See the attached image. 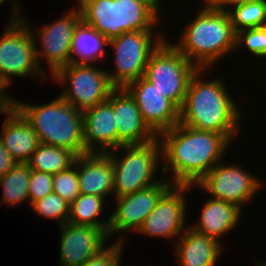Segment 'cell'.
Masks as SVG:
<instances>
[{"instance_id":"cell-1","label":"cell","mask_w":266,"mask_h":266,"mask_svg":"<svg viewBox=\"0 0 266 266\" xmlns=\"http://www.w3.org/2000/svg\"><path fill=\"white\" fill-rule=\"evenodd\" d=\"M158 137L165 162L161 171L166 175L170 168L173 170V185H196L221 162L230 144L223 134L196 130L181 123Z\"/></svg>"},{"instance_id":"cell-2","label":"cell","mask_w":266,"mask_h":266,"mask_svg":"<svg viewBox=\"0 0 266 266\" xmlns=\"http://www.w3.org/2000/svg\"><path fill=\"white\" fill-rule=\"evenodd\" d=\"M204 70L197 69L189 81L179 109V123L196 130L223 134L232 141L238 131L241 110L235 99L228 95L222 78L202 80Z\"/></svg>"},{"instance_id":"cell-3","label":"cell","mask_w":266,"mask_h":266,"mask_svg":"<svg viewBox=\"0 0 266 266\" xmlns=\"http://www.w3.org/2000/svg\"><path fill=\"white\" fill-rule=\"evenodd\" d=\"M197 14L181 33L179 44H171L198 69H205L237 48L236 33L226 11L205 4Z\"/></svg>"},{"instance_id":"cell-4","label":"cell","mask_w":266,"mask_h":266,"mask_svg":"<svg viewBox=\"0 0 266 266\" xmlns=\"http://www.w3.org/2000/svg\"><path fill=\"white\" fill-rule=\"evenodd\" d=\"M12 105L36 132L39 142L87 154L84 142L83 114L60 95L44 105H30L12 99Z\"/></svg>"},{"instance_id":"cell-5","label":"cell","mask_w":266,"mask_h":266,"mask_svg":"<svg viewBox=\"0 0 266 266\" xmlns=\"http://www.w3.org/2000/svg\"><path fill=\"white\" fill-rule=\"evenodd\" d=\"M78 3L81 21L108 41L126 32L153 30L160 13L159 2L78 0Z\"/></svg>"},{"instance_id":"cell-6","label":"cell","mask_w":266,"mask_h":266,"mask_svg":"<svg viewBox=\"0 0 266 266\" xmlns=\"http://www.w3.org/2000/svg\"><path fill=\"white\" fill-rule=\"evenodd\" d=\"M13 4L11 20L0 38V84L5 89L10 85L11 76H42L43 80L46 76L37 61L35 32L22 18L18 4Z\"/></svg>"},{"instance_id":"cell-7","label":"cell","mask_w":266,"mask_h":266,"mask_svg":"<svg viewBox=\"0 0 266 266\" xmlns=\"http://www.w3.org/2000/svg\"><path fill=\"white\" fill-rule=\"evenodd\" d=\"M117 149L127 152L124 157H117L112 151L107 153L114 165L115 197L135 193L159 182L153 179L158 170L159 159H162L159 137L148 143L122 145Z\"/></svg>"},{"instance_id":"cell-8","label":"cell","mask_w":266,"mask_h":266,"mask_svg":"<svg viewBox=\"0 0 266 266\" xmlns=\"http://www.w3.org/2000/svg\"><path fill=\"white\" fill-rule=\"evenodd\" d=\"M167 41L150 55L144 77L180 109L198 68Z\"/></svg>"},{"instance_id":"cell-9","label":"cell","mask_w":266,"mask_h":266,"mask_svg":"<svg viewBox=\"0 0 266 266\" xmlns=\"http://www.w3.org/2000/svg\"><path fill=\"white\" fill-rule=\"evenodd\" d=\"M152 31L126 32L108 41V45L115 49V71H107L114 88H125L144 76L150 55L165 40L160 34L155 41Z\"/></svg>"},{"instance_id":"cell-10","label":"cell","mask_w":266,"mask_h":266,"mask_svg":"<svg viewBox=\"0 0 266 266\" xmlns=\"http://www.w3.org/2000/svg\"><path fill=\"white\" fill-rule=\"evenodd\" d=\"M51 77L59 83H68L60 96L80 111L104 102L114 89L106 70L96 68L92 63L72 62Z\"/></svg>"},{"instance_id":"cell-11","label":"cell","mask_w":266,"mask_h":266,"mask_svg":"<svg viewBox=\"0 0 266 266\" xmlns=\"http://www.w3.org/2000/svg\"><path fill=\"white\" fill-rule=\"evenodd\" d=\"M219 162L197 184L211 198L236 204L239 208L248 203L260 190L261 181L237 165ZM245 202V203H244Z\"/></svg>"},{"instance_id":"cell-12","label":"cell","mask_w":266,"mask_h":266,"mask_svg":"<svg viewBox=\"0 0 266 266\" xmlns=\"http://www.w3.org/2000/svg\"><path fill=\"white\" fill-rule=\"evenodd\" d=\"M191 185H173L161 196L144 220L138 233L163 238H178L185 232L186 193Z\"/></svg>"},{"instance_id":"cell-13","label":"cell","mask_w":266,"mask_h":266,"mask_svg":"<svg viewBox=\"0 0 266 266\" xmlns=\"http://www.w3.org/2000/svg\"><path fill=\"white\" fill-rule=\"evenodd\" d=\"M164 179L135 193L116 197V210L110 215L108 236L113 232H123L131 228L138 232L146 217L155 208L161 196L171 187Z\"/></svg>"},{"instance_id":"cell-14","label":"cell","mask_w":266,"mask_h":266,"mask_svg":"<svg viewBox=\"0 0 266 266\" xmlns=\"http://www.w3.org/2000/svg\"><path fill=\"white\" fill-rule=\"evenodd\" d=\"M81 22V11L71 10L61 19L47 24L39 30L42 49L36 46V57L39 66H41L40 58L43 55L48 63L49 71L53 76L59 69L66 67L72 63V40L75 28ZM42 53V55H41Z\"/></svg>"},{"instance_id":"cell-15","label":"cell","mask_w":266,"mask_h":266,"mask_svg":"<svg viewBox=\"0 0 266 266\" xmlns=\"http://www.w3.org/2000/svg\"><path fill=\"white\" fill-rule=\"evenodd\" d=\"M125 89L134 98L144 122L157 136L179 123V108L144 76Z\"/></svg>"},{"instance_id":"cell-16","label":"cell","mask_w":266,"mask_h":266,"mask_svg":"<svg viewBox=\"0 0 266 266\" xmlns=\"http://www.w3.org/2000/svg\"><path fill=\"white\" fill-rule=\"evenodd\" d=\"M61 227V266H81L105 248L109 227L76 225L67 222Z\"/></svg>"},{"instance_id":"cell-17","label":"cell","mask_w":266,"mask_h":266,"mask_svg":"<svg viewBox=\"0 0 266 266\" xmlns=\"http://www.w3.org/2000/svg\"><path fill=\"white\" fill-rule=\"evenodd\" d=\"M111 105L118 129V148L122 145L148 143L158 137L144 122L134 98L125 88L112 90Z\"/></svg>"},{"instance_id":"cell-18","label":"cell","mask_w":266,"mask_h":266,"mask_svg":"<svg viewBox=\"0 0 266 266\" xmlns=\"http://www.w3.org/2000/svg\"><path fill=\"white\" fill-rule=\"evenodd\" d=\"M82 114L86 151L88 153H108L113 151L111 149L116 151L118 129L113 116L111 93L107 100L82 111Z\"/></svg>"},{"instance_id":"cell-19","label":"cell","mask_w":266,"mask_h":266,"mask_svg":"<svg viewBox=\"0 0 266 266\" xmlns=\"http://www.w3.org/2000/svg\"><path fill=\"white\" fill-rule=\"evenodd\" d=\"M74 164L77 167L81 194L105 198L114 193V165L107 153L79 155Z\"/></svg>"},{"instance_id":"cell-20","label":"cell","mask_w":266,"mask_h":266,"mask_svg":"<svg viewBox=\"0 0 266 266\" xmlns=\"http://www.w3.org/2000/svg\"><path fill=\"white\" fill-rule=\"evenodd\" d=\"M2 113L7 114V118L2 125L0 142L17 162L27 163L40 144L38 136L13 105Z\"/></svg>"},{"instance_id":"cell-21","label":"cell","mask_w":266,"mask_h":266,"mask_svg":"<svg viewBox=\"0 0 266 266\" xmlns=\"http://www.w3.org/2000/svg\"><path fill=\"white\" fill-rule=\"evenodd\" d=\"M176 256L180 266H214L220 257V241L195 232L190 227L179 237Z\"/></svg>"},{"instance_id":"cell-22","label":"cell","mask_w":266,"mask_h":266,"mask_svg":"<svg viewBox=\"0 0 266 266\" xmlns=\"http://www.w3.org/2000/svg\"><path fill=\"white\" fill-rule=\"evenodd\" d=\"M202 208L200 219L190 226L195 232L220 241L221 235L234 230L241 215V209L231 202L209 198Z\"/></svg>"},{"instance_id":"cell-23","label":"cell","mask_w":266,"mask_h":266,"mask_svg":"<svg viewBox=\"0 0 266 266\" xmlns=\"http://www.w3.org/2000/svg\"><path fill=\"white\" fill-rule=\"evenodd\" d=\"M108 40L82 21L75 28L72 40V62L92 63L104 57ZM77 56V57H76ZM90 61V62H89Z\"/></svg>"},{"instance_id":"cell-24","label":"cell","mask_w":266,"mask_h":266,"mask_svg":"<svg viewBox=\"0 0 266 266\" xmlns=\"http://www.w3.org/2000/svg\"><path fill=\"white\" fill-rule=\"evenodd\" d=\"M76 157L70 150L40 143L27 164L32 170L55 175L72 166Z\"/></svg>"},{"instance_id":"cell-25","label":"cell","mask_w":266,"mask_h":266,"mask_svg":"<svg viewBox=\"0 0 266 266\" xmlns=\"http://www.w3.org/2000/svg\"><path fill=\"white\" fill-rule=\"evenodd\" d=\"M104 197L80 194L69 207L68 222L76 225H90L95 227H109L110 216L103 222L98 217L102 211Z\"/></svg>"},{"instance_id":"cell-26","label":"cell","mask_w":266,"mask_h":266,"mask_svg":"<svg viewBox=\"0 0 266 266\" xmlns=\"http://www.w3.org/2000/svg\"><path fill=\"white\" fill-rule=\"evenodd\" d=\"M30 174L31 169L27 163H18L0 178V184L4 190L1 205L2 202L12 206L25 200L29 201Z\"/></svg>"},{"instance_id":"cell-27","label":"cell","mask_w":266,"mask_h":266,"mask_svg":"<svg viewBox=\"0 0 266 266\" xmlns=\"http://www.w3.org/2000/svg\"><path fill=\"white\" fill-rule=\"evenodd\" d=\"M266 12V0H255L229 9L235 33L245 29L262 27Z\"/></svg>"},{"instance_id":"cell-28","label":"cell","mask_w":266,"mask_h":266,"mask_svg":"<svg viewBox=\"0 0 266 266\" xmlns=\"http://www.w3.org/2000/svg\"><path fill=\"white\" fill-rule=\"evenodd\" d=\"M31 207L40 216L56 219L59 226L68 222L70 204L54 192L33 202Z\"/></svg>"},{"instance_id":"cell-29","label":"cell","mask_w":266,"mask_h":266,"mask_svg":"<svg viewBox=\"0 0 266 266\" xmlns=\"http://www.w3.org/2000/svg\"><path fill=\"white\" fill-rule=\"evenodd\" d=\"M75 167V168H74ZM53 192L71 204L81 193L77 167L75 164L68 169L53 175Z\"/></svg>"},{"instance_id":"cell-30","label":"cell","mask_w":266,"mask_h":266,"mask_svg":"<svg viewBox=\"0 0 266 266\" xmlns=\"http://www.w3.org/2000/svg\"><path fill=\"white\" fill-rule=\"evenodd\" d=\"M245 45L250 53L266 58V29L255 27L236 33V47Z\"/></svg>"},{"instance_id":"cell-31","label":"cell","mask_w":266,"mask_h":266,"mask_svg":"<svg viewBox=\"0 0 266 266\" xmlns=\"http://www.w3.org/2000/svg\"><path fill=\"white\" fill-rule=\"evenodd\" d=\"M53 175L31 169L28 184L30 205L53 192Z\"/></svg>"},{"instance_id":"cell-32","label":"cell","mask_w":266,"mask_h":266,"mask_svg":"<svg viewBox=\"0 0 266 266\" xmlns=\"http://www.w3.org/2000/svg\"><path fill=\"white\" fill-rule=\"evenodd\" d=\"M124 240L114 242L111 246H106L101 252L90 258L81 266H120V259L123 254Z\"/></svg>"},{"instance_id":"cell-33","label":"cell","mask_w":266,"mask_h":266,"mask_svg":"<svg viewBox=\"0 0 266 266\" xmlns=\"http://www.w3.org/2000/svg\"><path fill=\"white\" fill-rule=\"evenodd\" d=\"M18 163L0 142V178Z\"/></svg>"},{"instance_id":"cell-34","label":"cell","mask_w":266,"mask_h":266,"mask_svg":"<svg viewBox=\"0 0 266 266\" xmlns=\"http://www.w3.org/2000/svg\"><path fill=\"white\" fill-rule=\"evenodd\" d=\"M250 1L255 0H208L206 5L215 10L228 12L231 6L245 4Z\"/></svg>"},{"instance_id":"cell-35","label":"cell","mask_w":266,"mask_h":266,"mask_svg":"<svg viewBox=\"0 0 266 266\" xmlns=\"http://www.w3.org/2000/svg\"><path fill=\"white\" fill-rule=\"evenodd\" d=\"M6 89L0 84V112L8 109L12 105V98H10L7 93L5 94Z\"/></svg>"},{"instance_id":"cell-36","label":"cell","mask_w":266,"mask_h":266,"mask_svg":"<svg viewBox=\"0 0 266 266\" xmlns=\"http://www.w3.org/2000/svg\"><path fill=\"white\" fill-rule=\"evenodd\" d=\"M136 1H144V2H160V0H136Z\"/></svg>"},{"instance_id":"cell-37","label":"cell","mask_w":266,"mask_h":266,"mask_svg":"<svg viewBox=\"0 0 266 266\" xmlns=\"http://www.w3.org/2000/svg\"><path fill=\"white\" fill-rule=\"evenodd\" d=\"M262 27H264L266 29V12H265V17H264V22H263Z\"/></svg>"},{"instance_id":"cell-38","label":"cell","mask_w":266,"mask_h":266,"mask_svg":"<svg viewBox=\"0 0 266 266\" xmlns=\"http://www.w3.org/2000/svg\"><path fill=\"white\" fill-rule=\"evenodd\" d=\"M5 1H7V0H0V6H1V4L4 3Z\"/></svg>"},{"instance_id":"cell-39","label":"cell","mask_w":266,"mask_h":266,"mask_svg":"<svg viewBox=\"0 0 266 266\" xmlns=\"http://www.w3.org/2000/svg\"><path fill=\"white\" fill-rule=\"evenodd\" d=\"M259 264H261L262 266H266V262H265V263H261V262H260Z\"/></svg>"}]
</instances>
